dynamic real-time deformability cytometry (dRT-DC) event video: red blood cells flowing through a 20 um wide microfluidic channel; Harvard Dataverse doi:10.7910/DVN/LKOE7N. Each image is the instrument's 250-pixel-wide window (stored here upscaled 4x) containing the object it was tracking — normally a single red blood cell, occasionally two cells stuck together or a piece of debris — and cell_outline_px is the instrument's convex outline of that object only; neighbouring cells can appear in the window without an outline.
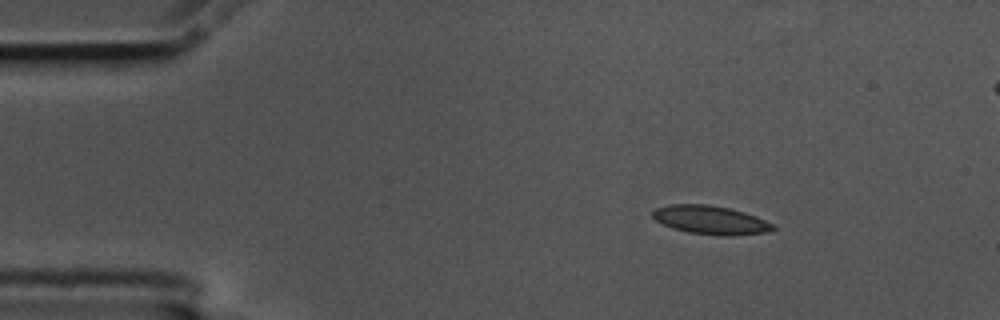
{"species": "common noctule bat (a hibernating species)", "species_latin": "Nyctalus noctula", "temperature_condition": "cold", "stored_images_in_passage": 50, "segment_of_instrument_passage": [1, 2], "camera_frame_rate_fps": 3000, "um_per_image_px": 0.085, "animal": {"sex": "male", "body_mass_g": 17.5, "forearm_length_mm": 52.3}, "frame": {"image": 1, "passage_image": 1, "time_ms": 0.0, "image_size_px": [1000, 320], "cell_outline_px": [[776, 228], [768, 232], [728, 236], [716, 236], [688, 232], [672, 228], [656, 220], [652, 216], [652, 212], [656, 208], [668, 204], [708, 204], [728, 208], [744, 212], [756, 216], [776, 224]], "centroid_in_image_um": [60.43, 18.7], "position_along_channel_um": 24.6, "area_um2": 20.23}}
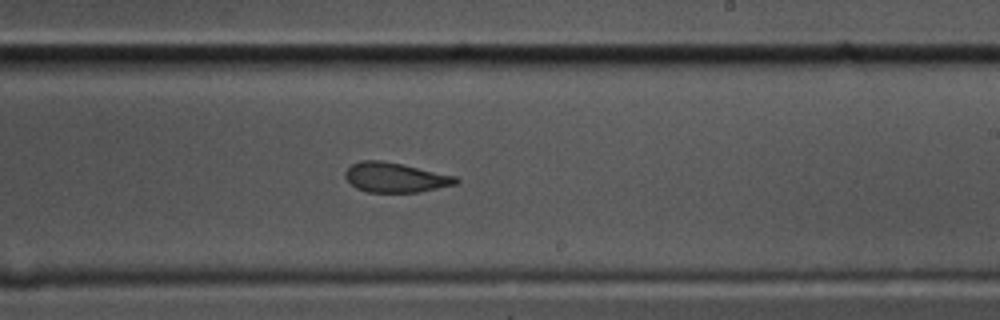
{"frame": {"image": 2, "passage_image": 26, "time_ms": 8.333, "image_size_px": [1000, 320], "cell_outline_px": [[460, 180], [456, 184], [420, 192], [368, 192], [356, 188], [344, 176], [344, 172], [352, 164], [360, 160], [380, 160], [404, 164], [456, 176]], "centroid_in_image_um": [33.61, 15.08], "position_along_channel_um": 255.4, "area_um2": 19.25}}
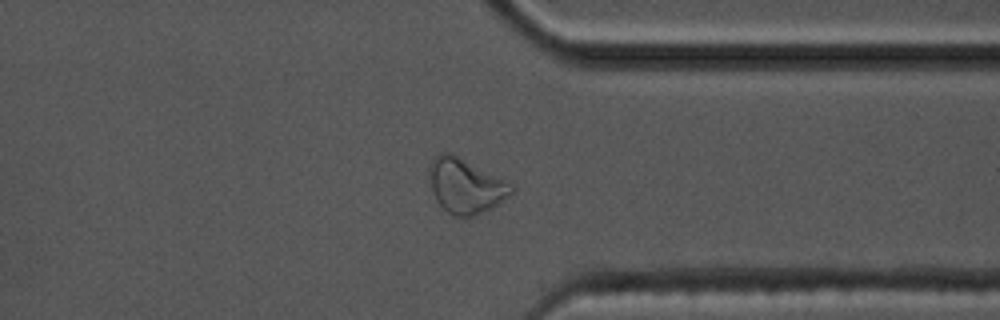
{"frame": {"image": 3, "passage_image": 36, "time_ms": 11.667, "image_size_px": [1000, 320], "cell_outline_px": [[512, 192], [492, 208], [472, 216], [456, 216], [448, 212], [436, 200], [432, 192], [428, 168], [428, 164], [440, 152], [448, 152], [512, 184]], "centroid_in_image_um": [39.52, 15.8], "position_along_channel_um": 371.9, "area_um2": 25.43}}